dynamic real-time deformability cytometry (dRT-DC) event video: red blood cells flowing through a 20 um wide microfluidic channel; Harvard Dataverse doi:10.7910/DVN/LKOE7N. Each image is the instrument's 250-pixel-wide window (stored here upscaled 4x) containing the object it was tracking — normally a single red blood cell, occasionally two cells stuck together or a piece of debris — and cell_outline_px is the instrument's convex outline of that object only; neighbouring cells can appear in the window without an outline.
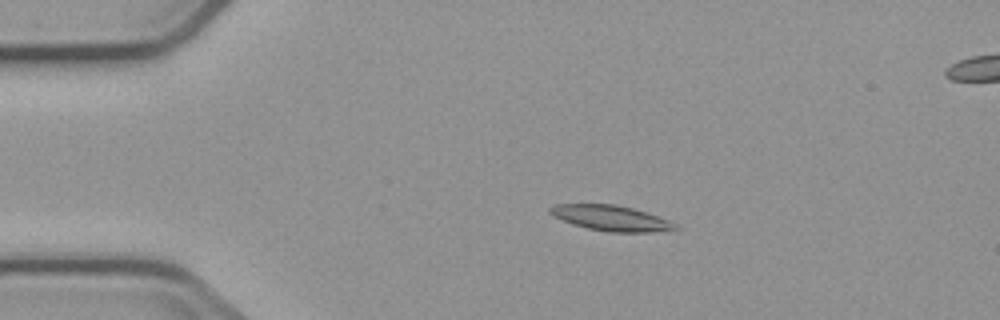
{"species": "common noctule bat (a hibernating species)", "species_latin": "Nyctalus noctula", "temperature_condition": "cold", "stored_images_in_passage": 4, "camera_frame_rate_fps": 3000, "um_per_image_px": 0.085, "animal": {"sex": "male", "body_mass_g": 23.1, "forearm_length_mm": 52.7}, "frame": {"image": 1, "passage_image": 2, "time_ms": 1.0, "image_size_px": [1000, 320], "cell_outline_px": [[680, 228], [648, 232], [608, 232], [588, 228], [572, 224], [548, 212], [548, 208], [556, 204], [616, 204], [632, 208], [668, 220], [676, 224]], "centroid_in_image_um": [51.91, 18.53], "position_along_channel_um": 33.1, "area_um2": 18.21}}